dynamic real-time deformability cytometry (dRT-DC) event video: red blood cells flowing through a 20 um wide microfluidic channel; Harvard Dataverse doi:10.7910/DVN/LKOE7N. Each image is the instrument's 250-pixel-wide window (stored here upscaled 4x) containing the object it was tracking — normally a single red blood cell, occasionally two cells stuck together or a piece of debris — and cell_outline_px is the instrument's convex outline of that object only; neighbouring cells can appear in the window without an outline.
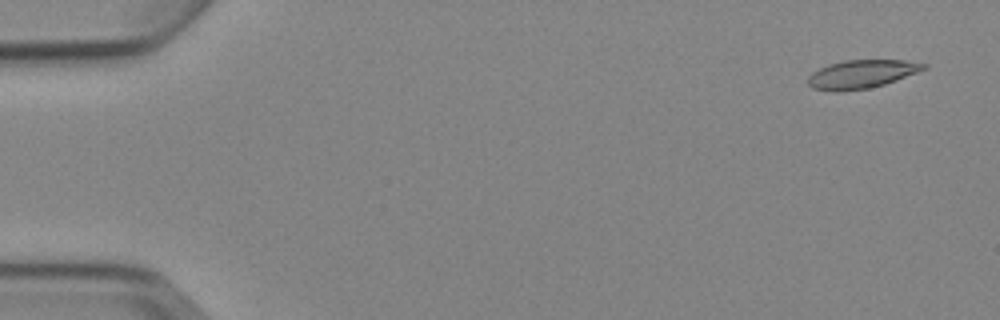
{"species": "Egyptian fruit bat (a non-hibernating species)", "species_latin": "Rousettus aegyptiacus", "temperature_condition": "cold", "stored_images_in_passage": 4, "camera_frame_rate_fps": 3000, "um_per_image_px": 0.085, "animal": {"sex": "female"}, "frame": {"image": 1, "passage_image": 1, "time_ms": 0.0, "image_size_px": [1000, 320], "cell_outline_px": [[928, 68], [896, 80], [884, 84], [868, 88], [840, 92], [832, 92], [812, 88], [808, 84], [808, 76], [812, 72], [828, 64], [844, 60], [904, 60], [928, 64]], "centroid_in_image_um": [73.21, 6.3], "position_along_channel_um": 11.8, "area_um2": 19.25}}
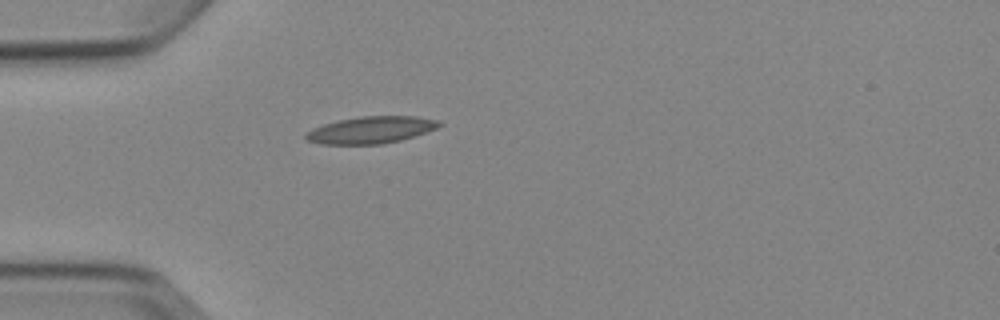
{"frame": {"image": 2, "passage_image": 4, "time_ms": 4.333, "image_size_px": [1000, 320], "cell_outline_px": [[444, 124], [436, 128], [400, 140], [384, 144], [320, 144], [308, 140], [304, 136], [312, 128], [324, 124], [340, 120], [360, 116], [416, 116], [440, 120]], "centroid_in_image_um": [31.55, 11.04], "position_along_channel_um": 53.5, "area_um2": 20.81}}